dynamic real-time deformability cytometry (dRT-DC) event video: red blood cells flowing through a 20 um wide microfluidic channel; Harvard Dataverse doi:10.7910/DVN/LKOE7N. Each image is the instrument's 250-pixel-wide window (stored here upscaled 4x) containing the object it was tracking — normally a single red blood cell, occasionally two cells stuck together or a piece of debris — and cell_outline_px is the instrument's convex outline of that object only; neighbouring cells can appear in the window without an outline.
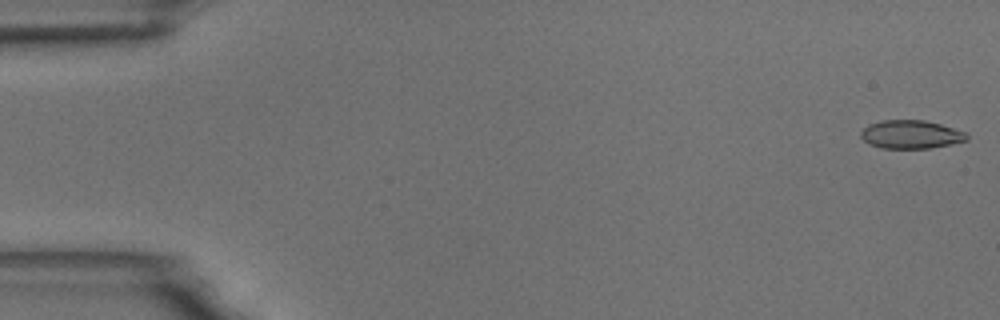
{"species": "common noctule bat (a hibernating species)", "species_latin": "Nyctalus noctula", "temperature_condition": "room temperature", "stored_images_in_passage": 30, "camera_frame_rate_fps": 3000, "um_per_image_px": 0.085, "animal": {"sex": "male", "body_mass_g": 18.8}, "frame": {"image": 1, "passage_image": 1, "time_ms": 0.0, "image_size_px": [1000, 320], "cell_outline_px": [[968, 140], [952, 144], [928, 148], [880, 148], [868, 144], [860, 136], [860, 132], [868, 124], [880, 120], [924, 120], [940, 124], [964, 132], [968, 136]], "centroid_in_image_um": [77.38, 11.42], "position_along_channel_um": 7.6, "area_um2": 17.51}}
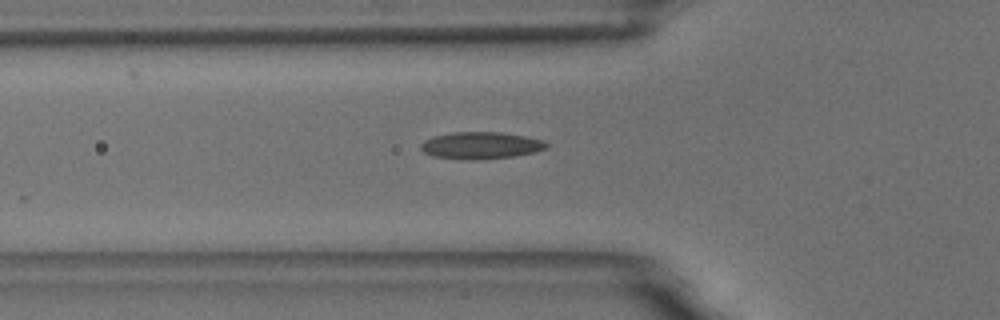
{"frame": {"image": 2, "passage_image": 19, "time_ms": 6.0, "image_size_px": [1000, 320], "cell_outline_px": [[548, 148], [536, 152], [512, 156], [476, 160], [468, 160], [432, 156], [424, 152], [420, 148], [420, 144], [424, 140], [436, 136], [452, 132], [500, 132], [524, 136], [544, 140], [548, 144]], "centroid_in_image_um": [40.88, 12.36], "position_along_channel_um": 84.9, "area_um2": 19.77}}
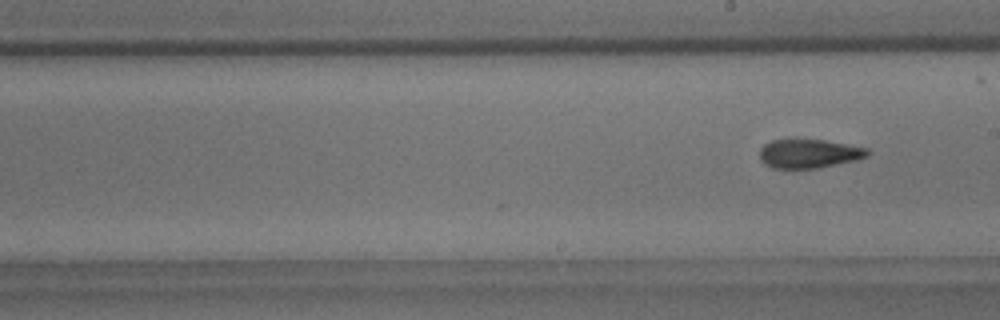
{"frame": {"image": 3, "passage_image": 30, "time_ms": 9.667, "image_size_px": [1000, 320], "cell_outline_px": [[868, 156], [856, 160], [820, 168], [772, 168], [764, 164], [760, 160], [760, 148], [764, 144], [772, 140], [792, 136], [796, 136], [824, 140], [868, 148]], "centroid_in_image_um": [68.7, 13.01], "position_along_channel_um": 220.3, "area_um2": 18.9}}